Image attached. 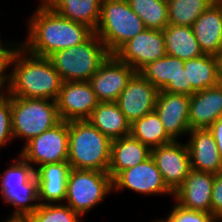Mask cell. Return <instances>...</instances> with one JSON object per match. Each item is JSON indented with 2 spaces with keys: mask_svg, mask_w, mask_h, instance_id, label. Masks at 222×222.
<instances>
[{
  "mask_svg": "<svg viewBox=\"0 0 222 222\" xmlns=\"http://www.w3.org/2000/svg\"><path fill=\"white\" fill-rule=\"evenodd\" d=\"M190 96L178 93H168L159 91L154 110L158 114L160 121L167 134L178 140L179 136L188 134Z\"/></svg>",
  "mask_w": 222,
  "mask_h": 222,
  "instance_id": "16",
  "label": "cell"
},
{
  "mask_svg": "<svg viewBox=\"0 0 222 222\" xmlns=\"http://www.w3.org/2000/svg\"><path fill=\"white\" fill-rule=\"evenodd\" d=\"M70 164L65 162L46 163L36 167L38 179L39 204H56L65 202L67 178Z\"/></svg>",
  "mask_w": 222,
  "mask_h": 222,
  "instance_id": "19",
  "label": "cell"
},
{
  "mask_svg": "<svg viewBox=\"0 0 222 222\" xmlns=\"http://www.w3.org/2000/svg\"><path fill=\"white\" fill-rule=\"evenodd\" d=\"M163 36L168 55L183 61L204 55L190 26L169 24L163 30Z\"/></svg>",
  "mask_w": 222,
  "mask_h": 222,
  "instance_id": "26",
  "label": "cell"
},
{
  "mask_svg": "<svg viewBox=\"0 0 222 222\" xmlns=\"http://www.w3.org/2000/svg\"><path fill=\"white\" fill-rule=\"evenodd\" d=\"M156 222H165L163 219H158Z\"/></svg>",
  "mask_w": 222,
  "mask_h": 222,
  "instance_id": "41",
  "label": "cell"
},
{
  "mask_svg": "<svg viewBox=\"0 0 222 222\" xmlns=\"http://www.w3.org/2000/svg\"><path fill=\"white\" fill-rule=\"evenodd\" d=\"M8 61L0 54V90L4 89L7 81Z\"/></svg>",
  "mask_w": 222,
  "mask_h": 222,
  "instance_id": "38",
  "label": "cell"
},
{
  "mask_svg": "<svg viewBox=\"0 0 222 222\" xmlns=\"http://www.w3.org/2000/svg\"><path fill=\"white\" fill-rule=\"evenodd\" d=\"M10 98L14 139L24 138L27 143L62 121L54 100L11 95Z\"/></svg>",
  "mask_w": 222,
  "mask_h": 222,
  "instance_id": "7",
  "label": "cell"
},
{
  "mask_svg": "<svg viewBox=\"0 0 222 222\" xmlns=\"http://www.w3.org/2000/svg\"><path fill=\"white\" fill-rule=\"evenodd\" d=\"M193 32L204 54L222 51V1H215L193 23Z\"/></svg>",
  "mask_w": 222,
  "mask_h": 222,
  "instance_id": "21",
  "label": "cell"
},
{
  "mask_svg": "<svg viewBox=\"0 0 222 222\" xmlns=\"http://www.w3.org/2000/svg\"><path fill=\"white\" fill-rule=\"evenodd\" d=\"M151 157L167 187L174 193L191 170L188 147L178 140L151 149Z\"/></svg>",
  "mask_w": 222,
  "mask_h": 222,
  "instance_id": "13",
  "label": "cell"
},
{
  "mask_svg": "<svg viewBox=\"0 0 222 222\" xmlns=\"http://www.w3.org/2000/svg\"><path fill=\"white\" fill-rule=\"evenodd\" d=\"M13 138L11 98L4 90H0V149L8 145Z\"/></svg>",
  "mask_w": 222,
  "mask_h": 222,
  "instance_id": "32",
  "label": "cell"
},
{
  "mask_svg": "<svg viewBox=\"0 0 222 222\" xmlns=\"http://www.w3.org/2000/svg\"><path fill=\"white\" fill-rule=\"evenodd\" d=\"M135 73L127 63L119 60L114 54H109L89 83L99 102H116Z\"/></svg>",
  "mask_w": 222,
  "mask_h": 222,
  "instance_id": "11",
  "label": "cell"
},
{
  "mask_svg": "<svg viewBox=\"0 0 222 222\" xmlns=\"http://www.w3.org/2000/svg\"><path fill=\"white\" fill-rule=\"evenodd\" d=\"M130 135L150 149L174 141L165 131L155 110L134 121L130 125Z\"/></svg>",
  "mask_w": 222,
  "mask_h": 222,
  "instance_id": "28",
  "label": "cell"
},
{
  "mask_svg": "<svg viewBox=\"0 0 222 222\" xmlns=\"http://www.w3.org/2000/svg\"><path fill=\"white\" fill-rule=\"evenodd\" d=\"M69 122L61 121L50 130L33 137L25 145L20 155L36 170L46 163H59L68 160Z\"/></svg>",
  "mask_w": 222,
  "mask_h": 222,
  "instance_id": "9",
  "label": "cell"
},
{
  "mask_svg": "<svg viewBox=\"0 0 222 222\" xmlns=\"http://www.w3.org/2000/svg\"><path fill=\"white\" fill-rule=\"evenodd\" d=\"M108 55L104 43L93 33L82 44L59 50L49 59L62 82L89 81Z\"/></svg>",
  "mask_w": 222,
  "mask_h": 222,
  "instance_id": "5",
  "label": "cell"
},
{
  "mask_svg": "<svg viewBox=\"0 0 222 222\" xmlns=\"http://www.w3.org/2000/svg\"><path fill=\"white\" fill-rule=\"evenodd\" d=\"M151 156V149L131 135L114 139L108 174L113 180L121 171L132 168Z\"/></svg>",
  "mask_w": 222,
  "mask_h": 222,
  "instance_id": "22",
  "label": "cell"
},
{
  "mask_svg": "<svg viewBox=\"0 0 222 222\" xmlns=\"http://www.w3.org/2000/svg\"><path fill=\"white\" fill-rule=\"evenodd\" d=\"M89 122L111 140L130 135V123L116 102H99Z\"/></svg>",
  "mask_w": 222,
  "mask_h": 222,
  "instance_id": "25",
  "label": "cell"
},
{
  "mask_svg": "<svg viewBox=\"0 0 222 222\" xmlns=\"http://www.w3.org/2000/svg\"><path fill=\"white\" fill-rule=\"evenodd\" d=\"M0 36H1V34H0ZM1 39L2 38L0 37V54L8 61L14 55V53L19 48V46H21V42H19V43L13 42L12 43L10 41L9 42L7 41V42H4V43H6V45H5L2 43L3 41Z\"/></svg>",
  "mask_w": 222,
  "mask_h": 222,
  "instance_id": "36",
  "label": "cell"
},
{
  "mask_svg": "<svg viewBox=\"0 0 222 222\" xmlns=\"http://www.w3.org/2000/svg\"><path fill=\"white\" fill-rule=\"evenodd\" d=\"M222 116V84L190 96V129H208Z\"/></svg>",
  "mask_w": 222,
  "mask_h": 222,
  "instance_id": "20",
  "label": "cell"
},
{
  "mask_svg": "<svg viewBox=\"0 0 222 222\" xmlns=\"http://www.w3.org/2000/svg\"><path fill=\"white\" fill-rule=\"evenodd\" d=\"M177 93L191 96V84H187V70L186 69H182L178 76Z\"/></svg>",
  "mask_w": 222,
  "mask_h": 222,
  "instance_id": "37",
  "label": "cell"
},
{
  "mask_svg": "<svg viewBox=\"0 0 222 222\" xmlns=\"http://www.w3.org/2000/svg\"><path fill=\"white\" fill-rule=\"evenodd\" d=\"M159 90L136 72L122 90L116 103L127 121L132 124L154 111Z\"/></svg>",
  "mask_w": 222,
  "mask_h": 222,
  "instance_id": "15",
  "label": "cell"
},
{
  "mask_svg": "<svg viewBox=\"0 0 222 222\" xmlns=\"http://www.w3.org/2000/svg\"><path fill=\"white\" fill-rule=\"evenodd\" d=\"M113 193L108 172L70 169L66 187V205L81 217Z\"/></svg>",
  "mask_w": 222,
  "mask_h": 222,
  "instance_id": "8",
  "label": "cell"
},
{
  "mask_svg": "<svg viewBox=\"0 0 222 222\" xmlns=\"http://www.w3.org/2000/svg\"><path fill=\"white\" fill-rule=\"evenodd\" d=\"M9 67L11 72L7 73L4 87L9 95L57 100L62 80L49 58L33 55L19 46L8 60Z\"/></svg>",
  "mask_w": 222,
  "mask_h": 222,
  "instance_id": "2",
  "label": "cell"
},
{
  "mask_svg": "<svg viewBox=\"0 0 222 222\" xmlns=\"http://www.w3.org/2000/svg\"><path fill=\"white\" fill-rule=\"evenodd\" d=\"M216 0H167L171 25L193 26L196 19Z\"/></svg>",
  "mask_w": 222,
  "mask_h": 222,
  "instance_id": "30",
  "label": "cell"
},
{
  "mask_svg": "<svg viewBox=\"0 0 222 222\" xmlns=\"http://www.w3.org/2000/svg\"><path fill=\"white\" fill-rule=\"evenodd\" d=\"M12 162L0 174V197L15 207L11 216H30L39 206L35 168L20 154Z\"/></svg>",
  "mask_w": 222,
  "mask_h": 222,
  "instance_id": "4",
  "label": "cell"
},
{
  "mask_svg": "<svg viewBox=\"0 0 222 222\" xmlns=\"http://www.w3.org/2000/svg\"><path fill=\"white\" fill-rule=\"evenodd\" d=\"M5 222H33L30 216H11Z\"/></svg>",
  "mask_w": 222,
  "mask_h": 222,
  "instance_id": "39",
  "label": "cell"
},
{
  "mask_svg": "<svg viewBox=\"0 0 222 222\" xmlns=\"http://www.w3.org/2000/svg\"><path fill=\"white\" fill-rule=\"evenodd\" d=\"M52 10L68 20L89 27L95 32L100 20L102 0H42Z\"/></svg>",
  "mask_w": 222,
  "mask_h": 222,
  "instance_id": "24",
  "label": "cell"
},
{
  "mask_svg": "<svg viewBox=\"0 0 222 222\" xmlns=\"http://www.w3.org/2000/svg\"><path fill=\"white\" fill-rule=\"evenodd\" d=\"M186 143L192 170L218 174L222 172V160L217 144L208 129H192Z\"/></svg>",
  "mask_w": 222,
  "mask_h": 222,
  "instance_id": "18",
  "label": "cell"
},
{
  "mask_svg": "<svg viewBox=\"0 0 222 222\" xmlns=\"http://www.w3.org/2000/svg\"><path fill=\"white\" fill-rule=\"evenodd\" d=\"M208 130L211 132L218 147V151L222 160V116L214 122Z\"/></svg>",
  "mask_w": 222,
  "mask_h": 222,
  "instance_id": "35",
  "label": "cell"
},
{
  "mask_svg": "<svg viewBox=\"0 0 222 222\" xmlns=\"http://www.w3.org/2000/svg\"><path fill=\"white\" fill-rule=\"evenodd\" d=\"M62 121L88 120L99 101L89 81L62 82L56 100Z\"/></svg>",
  "mask_w": 222,
  "mask_h": 222,
  "instance_id": "14",
  "label": "cell"
},
{
  "mask_svg": "<svg viewBox=\"0 0 222 222\" xmlns=\"http://www.w3.org/2000/svg\"><path fill=\"white\" fill-rule=\"evenodd\" d=\"M217 68H218V79L219 83L222 84V51L216 55Z\"/></svg>",
  "mask_w": 222,
  "mask_h": 222,
  "instance_id": "40",
  "label": "cell"
},
{
  "mask_svg": "<svg viewBox=\"0 0 222 222\" xmlns=\"http://www.w3.org/2000/svg\"><path fill=\"white\" fill-rule=\"evenodd\" d=\"M113 192L130 189L141 195H172L160 171L150 156L136 166L121 171L113 180Z\"/></svg>",
  "mask_w": 222,
  "mask_h": 222,
  "instance_id": "10",
  "label": "cell"
},
{
  "mask_svg": "<svg viewBox=\"0 0 222 222\" xmlns=\"http://www.w3.org/2000/svg\"><path fill=\"white\" fill-rule=\"evenodd\" d=\"M111 143L89 120L70 121L67 162L72 169L107 172Z\"/></svg>",
  "mask_w": 222,
  "mask_h": 222,
  "instance_id": "3",
  "label": "cell"
},
{
  "mask_svg": "<svg viewBox=\"0 0 222 222\" xmlns=\"http://www.w3.org/2000/svg\"><path fill=\"white\" fill-rule=\"evenodd\" d=\"M211 213L222 222V172L215 174L211 196Z\"/></svg>",
  "mask_w": 222,
  "mask_h": 222,
  "instance_id": "34",
  "label": "cell"
},
{
  "mask_svg": "<svg viewBox=\"0 0 222 222\" xmlns=\"http://www.w3.org/2000/svg\"><path fill=\"white\" fill-rule=\"evenodd\" d=\"M215 174L190 170L182 185L174 192L177 204L189 210L211 213V196Z\"/></svg>",
  "mask_w": 222,
  "mask_h": 222,
  "instance_id": "17",
  "label": "cell"
},
{
  "mask_svg": "<svg viewBox=\"0 0 222 222\" xmlns=\"http://www.w3.org/2000/svg\"><path fill=\"white\" fill-rule=\"evenodd\" d=\"M33 222H81V216L65 203L39 204L30 215Z\"/></svg>",
  "mask_w": 222,
  "mask_h": 222,
  "instance_id": "31",
  "label": "cell"
},
{
  "mask_svg": "<svg viewBox=\"0 0 222 222\" xmlns=\"http://www.w3.org/2000/svg\"><path fill=\"white\" fill-rule=\"evenodd\" d=\"M173 210L167 215L165 222H219L212 213L183 208L174 204Z\"/></svg>",
  "mask_w": 222,
  "mask_h": 222,
  "instance_id": "33",
  "label": "cell"
},
{
  "mask_svg": "<svg viewBox=\"0 0 222 222\" xmlns=\"http://www.w3.org/2000/svg\"><path fill=\"white\" fill-rule=\"evenodd\" d=\"M184 69V61L166 54L148 63L139 73L159 91L177 93L178 76Z\"/></svg>",
  "mask_w": 222,
  "mask_h": 222,
  "instance_id": "23",
  "label": "cell"
},
{
  "mask_svg": "<svg viewBox=\"0 0 222 222\" xmlns=\"http://www.w3.org/2000/svg\"><path fill=\"white\" fill-rule=\"evenodd\" d=\"M114 55L139 72L148 63L166 55L163 31L145 29L124 43Z\"/></svg>",
  "mask_w": 222,
  "mask_h": 222,
  "instance_id": "12",
  "label": "cell"
},
{
  "mask_svg": "<svg viewBox=\"0 0 222 222\" xmlns=\"http://www.w3.org/2000/svg\"><path fill=\"white\" fill-rule=\"evenodd\" d=\"M187 70V84H191V96L198 91L219 84L217 59L215 55L202 56L184 61Z\"/></svg>",
  "mask_w": 222,
  "mask_h": 222,
  "instance_id": "27",
  "label": "cell"
},
{
  "mask_svg": "<svg viewBox=\"0 0 222 222\" xmlns=\"http://www.w3.org/2000/svg\"><path fill=\"white\" fill-rule=\"evenodd\" d=\"M131 9L141 18L146 29L163 31L168 25L167 0H127Z\"/></svg>",
  "mask_w": 222,
  "mask_h": 222,
  "instance_id": "29",
  "label": "cell"
},
{
  "mask_svg": "<svg viewBox=\"0 0 222 222\" xmlns=\"http://www.w3.org/2000/svg\"><path fill=\"white\" fill-rule=\"evenodd\" d=\"M146 29L141 18L127 0H102L100 20L95 34L109 54H114L124 43Z\"/></svg>",
  "mask_w": 222,
  "mask_h": 222,
  "instance_id": "6",
  "label": "cell"
},
{
  "mask_svg": "<svg viewBox=\"0 0 222 222\" xmlns=\"http://www.w3.org/2000/svg\"><path fill=\"white\" fill-rule=\"evenodd\" d=\"M40 1L29 18L27 39L21 42L29 53L49 58L59 50L82 44L94 33L86 25L60 16Z\"/></svg>",
  "mask_w": 222,
  "mask_h": 222,
  "instance_id": "1",
  "label": "cell"
}]
</instances>
